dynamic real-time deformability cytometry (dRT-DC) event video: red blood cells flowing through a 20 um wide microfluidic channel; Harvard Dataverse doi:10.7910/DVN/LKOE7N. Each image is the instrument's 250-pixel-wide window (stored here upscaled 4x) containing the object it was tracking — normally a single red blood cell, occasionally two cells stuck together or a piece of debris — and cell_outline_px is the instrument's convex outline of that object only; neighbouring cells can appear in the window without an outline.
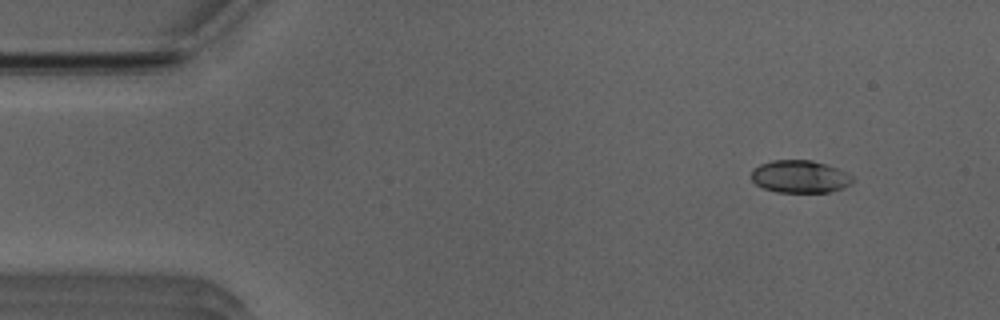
{"species": "Egyptian fruit bat (a non-hibernating species)", "species_latin": "Rousettus aegyptiacus", "temperature_condition": "room temperature", "stored_images_in_passage": 14, "camera_frame_rate_fps": 3000, "um_per_image_px": 0.085, "animal": {"sex": "male"}, "frame": {"image": 1, "passage_image": 1, "time_ms": 0.0, "image_size_px": [1000, 320], "cell_outline_px": [[856, 180], [852, 184], [844, 188], [828, 192], [776, 192], [764, 188], [756, 184], [752, 180], [752, 172], [760, 164], [772, 160], [812, 160], [836, 168], [852, 176]], "centroid_in_image_um": [68.02, 15.02], "position_along_channel_um": 17.0, "area_um2": 19.13}}
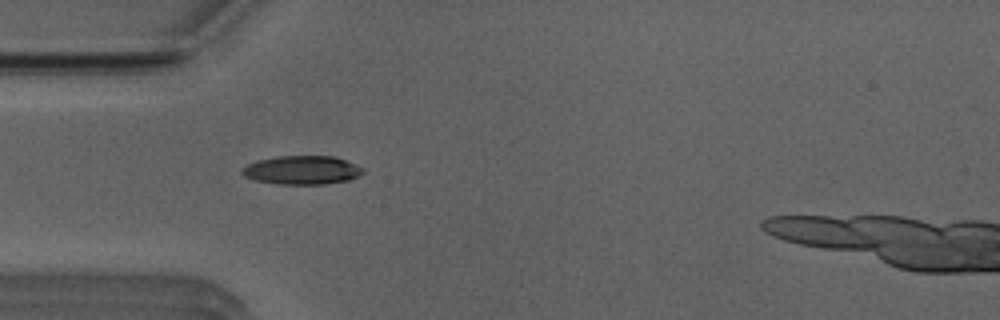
{"frame": {"image": 2, "passage_image": 11, "time_ms": 3.333, "image_size_px": [1000, 320], "cell_outline_px": [[364, 172], [348, 180], [324, 184], [280, 184], [252, 180], [244, 176], [240, 172], [248, 164], [256, 160], [276, 156], [336, 156], [356, 164], [364, 168]], "centroid_in_image_um": [25.66, 14.45], "position_along_channel_um": 59.3, "area_um2": 20.29}}